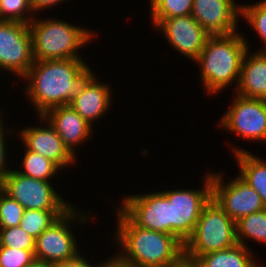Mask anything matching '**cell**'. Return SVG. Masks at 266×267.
I'll list each match as a JSON object with an SVG mask.
<instances>
[{
    "label": "cell",
    "mask_w": 266,
    "mask_h": 267,
    "mask_svg": "<svg viewBox=\"0 0 266 267\" xmlns=\"http://www.w3.org/2000/svg\"><path fill=\"white\" fill-rule=\"evenodd\" d=\"M91 69L81 59L34 61L23 77L39 117L48 110L69 105Z\"/></svg>",
    "instance_id": "1"
},
{
    "label": "cell",
    "mask_w": 266,
    "mask_h": 267,
    "mask_svg": "<svg viewBox=\"0 0 266 267\" xmlns=\"http://www.w3.org/2000/svg\"><path fill=\"white\" fill-rule=\"evenodd\" d=\"M117 212L116 241L124 261L134 267H175L184 259V245L174 235L141 228L120 208Z\"/></svg>",
    "instance_id": "2"
},
{
    "label": "cell",
    "mask_w": 266,
    "mask_h": 267,
    "mask_svg": "<svg viewBox=\"0 0 266 267\" xmlns=\"http://www.w3.org/2000/svg\"><path fill=\"white\" fill-rule=\"evenodd\" d=\"M247 44L239 33L208 37L195 62L201 64L202 83L209 94L217 93L235 80L237 88Z\"/></svg>",
    "instance_id": "3"
},
{
    "label": "cell",
    "mask_w": 266,
    "mask_h": 267,
    "mask_svg": "<svg viewBox=\"0 0 266 267\" xmlns=\"http://www.w3.org/2000/svg\"><path fill=\"white\" fill-rule=\"evenodd\" d=\"M34 61L81 59L77 50L94 35L90 30L60 20L29 23Z\"/></svg>",
    "instance_id": "4"
},
{
    "label": "cell",
    "mask_w": 266,
    "mask_h": 267,
    "mask_svg": "<svg viewBox=\"0 0 266 267\" xmlns=\"http://www.w3.org/2000/svg\"><path fill=\"white\" fill-rule=\"evenodd\" d=\"M237 244L236 222L212 198L203 208L192 235L184 243V259L194 262L201 255Z\"/></svg>",
    "instance_id": "5"
},
{
    "label": "cell",
    "mask_w": 266,
    "mask_h": 267,
    "mask_svg": "<svg viewBox=\"0 0 266 267\" xmlns=\"http://www.w3.org/2000/svg\"><path fill=\"white\" fill-rule=\"evenodd\" d=\"M202 190H172L161 192L171 203V235L183 245L192 235L203 208L212 199L211 174L205 175Z\"/></svg>",
    "instance_id": "6"
},
{
    "label": "cell",
    "mask_w": 266,
    "mask_h": 267,
    "mask_svg": "<svg viewBox=\"0 0 266 267\" xmlns=\"http://www.w3.org/2000/svg\"><path fill=\"white\" fill-rule=\"evenodd\" d=\"M1 189L24 209L69 210L72 207L55 192L50 181L24 176L17 170H11L1 180Z\"/></svg>",
    "instance_id": "7"
},
{
    "label": "cell",
    "mask_w": 266,
    "mask_h": 267,
    "mask_svg": "<svg viewBox=\"0 0 266 267\" xmlns=\"http://www.w3.org/2000/svg\"><path fill=\"white\" fill-rule=\"evenodd\" d=\"M33 63L29 24L0 21V68L23 78Z\"/></svg>",
    "instance_id": "8"
},
{
    "label": "cell",
    "mask_w": 266,
    "mask_h": 267,
    "mask_svg": "<svg viewBox=\"0 0 266 267\" xmlns=\"http://www.w3.org/2000/svg\"><path fill=\"white\" fill-rule=\"evenodd\" d=\"M75 217H80L82 222L88 218L86 215L77 216L74 207H71L36 238L35 258L56 264L71 261L80 255L75 237L69 229L70 221Z\"/></svg>",
    "instance_id": "9"
},
{
    "label": "cell",
    "mask_w": 266,
    "mask_h": 267,
    "mask_svg": "<svg viewBox=\"0 0 266 267\" xmlns=\"http://www.w3.org/2000/svg\"><path fill=\"white\" fill-rule=\"evenodd\" d=\"M222 175L211 173L212 198L235 222L266 208L260 195L239 176L224 184ZM224 184V185H223Z\"/></svg>",
    "instance_id": "10"
},
{
    "label": "cell",
    "mask_w": 266,
    "mask_h": 267,
    "mask_svg": "<svg viewBox=\"0 0 266 267\" xmlns=\"http://www.w3.org/2000/svg\"><path fill=\"white\" fill-rule=\"evenodd\" d=\"M236 96L221 118V127L244 139L266 140V99Z\"/></svg>",
    "instance_id": "11"
},
{
    "label": "cell",
    "mask_w": 266,
    "mask_h": 267,
    "mask_svg": "<svg viewBox=\"0 0 266 267\" xmlns=\"http://www.w3.org/2000/svg\"><path fill=\"white\" fill-rule=\"evenodd\" d=\"M122 205L137 226L171 234V203L161 192L128 196Z\"/></svg>",
    "instance_id": "12"
},
{
    "label": "cell",
    "mask_w": 266,
    "mask_h": 267,
    "mask_svg": "<svg viewBox=\"0 0 266 267\" xmlns=\"http://www.w3.org/2000/svg\"><path fill=\"white\" fill-rule=\"evenodd\" d=\"M235 0H193L191 16L210 36L236 33L241 5Z\"/></svg>",
    "instance_id": "13"
},
{
    "label": "cell",
    "mask_w": 266,
    "mask_h": 267,
    "mask_svg": "<svg viewBox=\"0 0 266 267\" xmlns=\"http://www.w3.org/2000/svg\"><path fill=\"white\" fill-rule=\"evenodd\" d=\"M163 30L167 41L181 54L196 60L210 36L191 16L165 18L156 26Z\"/></svg>",
    "instance_id": "14"
},
{
    "label": "cell",
    "mask_w": 266,
    "mask_h": 267,
    "mask_svg": "<svg viewBox=\"0 0 266 267\" xmlns=\"http://www.w3.org/2000/svg\"><path fill=\"white\" fill-rule=\"evenodd\" d=\"M47 124L49 125L47 128L28 127L21 130L20 136L27 150L51 160L61 170L62 167L72 164L75 156L65 147L55 129Z\"/></svg>",
    "instance_id": "15"
},
{
    "label": "cell",
    "mask_w": 266,
    "mask_h": 267,
    "mask_svg": "<svg viewBox=\"0 0 266 267\" xmlns=\"http://www.w3.org/2000/svg\"><path fill=\"white\" fill-rule=\"evenodd\" d=\"M91 71L80 84L69 106L90 125L103 116L111 103L109 86L101 84Z\"/></svg>",
    "instance_id": "16"
},
{
    "label": "cell",
    "mask_w": 266,
    "mask_h": 267,
    "mask_svg": "<svg viewBox=\"0 0 266 267\" xmlns=\"http://www.w3.org/2000/svg\"><path fill=\"white\" fill-rule=\"evenodd\" d=\"M41 120H48L73 156L74 146L84 142L92 133V126L69 105L48 110L41 116Z\"/></svg>",
    "instance_id": "17"
},
{
    "label": "cell",
    "mask_w": 266,
    "mask_h": 267,
    "mask_svg": "<svg viewBox=\"0 0 266 267\" xmlns=\"http://www.w3.org/2000/svg\"><path fill=\"white\" fill-rule=\"evenodd\" d=\"M244 54L237 94L246 98L266 99V51ZM249 56V57H248Z\"/></svg>",
    "instance_id": "18"
},
{
    "label": "cell",
    "mask_w": 266,
    "mask_h": 267,
    "mask_svg": "<svg viewBox=\"0 0 266 267\" xmlns=\"http://www.w3.org/2000/svg\"><path fill=\"white\" fill-rule=\"evenodd\" d=\"M234 150L241 172L239 177L256 190L266 206V162L244 149Z\"/></svg>",
    "instance_id": "19"
},
{
    "label": "cell",
    "mask_w": 266,
    "mask_h": 267,
    "mask_svg": "<svg viewBox=\"0 0 266 267\" xmlns=\"http://www.w3.org/2000/svg\"><path fill=\"white\" fill-rule=\"evenodd\" d=\"M248 247L237 244L225 250H219L198 257L197 267H261L252 258Z\"/></svg>",
    "instance_id": "20"
},
{
    "label": "cell",
    "mask_w": 266,
    "mask_h": 267,
    "mask_svg": "<svg viewBox=\"0 0 266 267\" xmlns=\"http://www.w3.org/2000/svg\"><path fill=\"white\" fill-rule=\"evenodd\" d=\"M244 237L266 243V208L244 216L236 222L237 242L247 247L243 241Z\"/></svg>",
    "instance_id": "21"
},
{
    "label": "cell",
    "mask_w": 266,
    "mask_h": 267,
    "mask_svg": "<svg viewBox=\"0 0 266 267\" xmlns=\"http://www.w3.org/2000/svg\"><path fill=\"white\" fill-rule=\"evenodd\" d=\"M67 211L25 209L19 226L36 239Z\"/></svg>",
    "instance_id": "22"
},
{
    "label": "cell",
    "mask_w": 266,
    "mask_h": 267,
    "mask_svg": "<svg viewBox=\"0 0 266 267\" xmlns=\"http://www.w3.org/2000/svg\"><path fill=\"white\" fill-rule=\"evenodd\" d=\"M22 165L24 166V171L20 170L18 173L43 181H48L60 169L51 160L27 149L25 150Z\"/></svg>",
    "instance_id": "23"
},
{
    "label": "cell",
    "mask_w": 266,
    "mask_h": 267,
    "mask_svg": "<svg viewBox=\"0 0 266 267\" xmlns=\"http://www.w3.org/2000/svg\"><path fill=\"white\" fill-rule=\"evenodd\" d=\"M151 18L156 26L165 18L191 15L193 0H150Z\"/></svg>",
    "instance_id": "24"
},
{
    "label": "cell",
    "mask_w": 266,
    "mask_h": 267,
    "mask_svg": "<svg viewBox=\"0 0 266 267\" xmlns=\"http://www.w3.org/2000/svg\"><path fill=\"white\" fill-rule=\"evenodd\" d=\"M24 207L0 189V228L19 226Z\"/></svg>",
    "instance_id": "25"
},
{
    "label": "cell",
    "mask_w": 266,
    "mask_h": 267,
    "mask_svg": "<svg viewBox=\"0 0 266 267\" xmlns=\"http://www.w3.org/2000/svg\"><path fill=\"white\" fill-rule=\"evenodd\" d=\"M35 238L20 226L0 228V246L23 250H35Z\"/></svg>",
    "instance_id": "26"
},
{
    "label": "cell",
    "mask_w": 266,
    "mask_h": 267,
    "mask_svg": "<svg viewBox=\"0 0 266 267\" xmlns=\"http://www.w3.org/2000/svg\"><path fill=\"white\" fill-rule=\"evenodd\" d=\"M241 16L250 23L251 27L260 36L262 42H264L265 49L259 51H266V0L251 5H241Z\"/></svg>",
    "instance_id": "27"
},
{
    "label": "cell",
    "mask_w": 266,
    "mask_h": 267,
    "mask_svg": "<svg viewBox=\"0 0 266 267\" xmlns=\"http://www.w3.org/2000/svg\"><path fill=\"white\" fill-rule=\"evenodd\" d=\"M33 11L30 0H0V21H14L29 24L33 18L26 17L25 11Z\"/></svg>",
    "instance_id": "28"
},
{
    "label": "cell",
    "mask_w": 266,
    "mask_h": 267,
    "mask_svg": "<svg viewBox=\"0 0 266 267\" xmlns=\"http://www.w3.org/2000/svg\"><path fill=\"white\" fill-rule=\"evenodd\" d=\"M34 251L0 246V266L27 267L35 259Z\"/></svg>",
    "instance_id": "29"
},
{
    "label": "cell",
    "mask_w": 266,
    "mask_h": 267,
    "mask_svg": "<svg viewBox=\"0 0 266 267\" xmlns=\"http://www.w3.org/2000/svg\"><path fill=\"white\" fill-rule=\"evenodd\" d=\"M5 135L4 134L1 138H0V180H2L11 170H8L7 168H5V163H6V151H5Z\"/></svg>",
    "instance_id": "30"
},
{
    "label": "cell",
    "mask_w": 266,
    "mask_h": 267,
    "mask_svg": "<svg viewBox=\"0 0 266 267\" xmlns=\"http://www.w3.org/2000/svg\"><path fill=\"white\" fill-rule=\"evenodd\" d=\"M89 264L90 263L86 261L85 257L83 258V256L79 255L77 258L71 261L56 263L55 267H92V265Z\"/></svg>",
    "instance_id": "31"
},
{
    "label": "cell",
    "mask_w": 266,
    "mask_h": 267,
    "mask_svg": "<svg viewBox=\"0 0 266 267\" xmlns=\"http://www.w3.org/2000/svg\"><path fill=\"white\" fill-rule=\"evenodd\" d=\"M108 261L99 264L98 267H134L129 262L124 261L117 253L114 258H110Z\"/></svg>",
    "instance_id": "32"
},
{
    "label": "cell",
    "mask_w": 266,
    "mask_h": 267,
    "mask_svg": "<svg viewBox=\"0 0 266 267\" xmlns=\"http://www.w3.org/2000/svg\"><path fill=\"white\" fill-rule=\"evenodd\" d=\"M64 0H30V6L33 11L42 10L52 5H56Z\"/></svg>",
    "instance_id": "33"
},
{
    "label": "cell",
    "mask_w": 266,
    "mask_h": 267,
    "mask_svg": "<svg viewBox=\"0 0 266 267\" xmlns=\"http://www.w3.org/2000/svg\"><path fill=\"white\" fill-rule=\"evenodd\" d=\"M27 267H55V264L35 258Z\"/></svg>",
    "instance_id": "34"
},
{
    "label": "cell",
    "mask_w": 266,
    "mask_h": 267,
    "mask_svg": "<svg viewBox=\"0 0 266 267\" xmlns=\"http://www.w3.org/2000/svg\"><path fill=\"white\" fill-rule=\"evenodd\" d=\"M175 267H197L194 262L183 259L177 266Z\"/></svg>",
    "instance_id": "35"
},
{
    "label": "cell",
    "mask_w": 266,
    "mask_h": 267,
    "mask_svg": "<svg viewBox=\"0 0 266 267\" xmlns=\"http://www.w3.org/2000/svg\"><path fill=\"white\" fill-rule=\"evenodd\" d=\"M3 124H2V120H1V117H0V138L5 134L4 133V128H3Z\"/></svg>",
    "instance_id": "36"
}]
</instances>
